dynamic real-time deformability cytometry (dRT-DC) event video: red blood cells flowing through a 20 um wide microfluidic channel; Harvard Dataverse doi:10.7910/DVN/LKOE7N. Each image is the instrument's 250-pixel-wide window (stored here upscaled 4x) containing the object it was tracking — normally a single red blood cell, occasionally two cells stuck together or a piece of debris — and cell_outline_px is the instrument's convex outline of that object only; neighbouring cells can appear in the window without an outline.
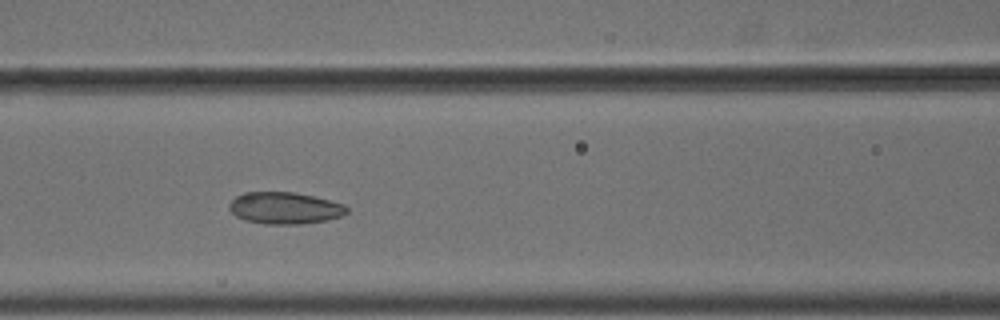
{"species": "common noctule bat (a hibernating species)", "species_latin": "Nyctalus noctula", "temperature_condition": "cold", "stored_images_in_passage": 10, "camera_frame_rate_fps": 3000, "um_per_image_px": 0.085, "animal": {"sex": "male", "body_mass_g": 18.8}, "frame": {"image": 1, "passage_image": 7, "time_ms": 2.0, "image_size_px": [1000, 320], "cell_outline_px": [[348, 212], [344, 216], [328, 220], [296, 224], [264, 224], [244, 220], [236, 216], [228, 208], [228, 204], [236, 196], [244, 192], [296, 192], [344, 204], [348, 208]], "centroid_in_image_um": [24.2, 17.69], "position_along_channel_um": 142.4, "area_um2": 21.91}}
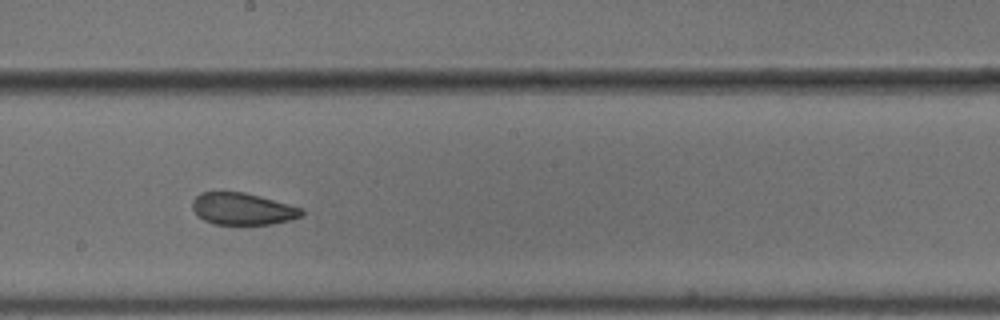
{"frame": {"image": 2, "passage_image": 9, "time_ms": 2.667, "image_size_px": [1000, 320], "cell_outline_px": [[304, 216], [292, 220], [272, 224], [212, 224], [196, 216], [192, 208], [192, 200], [200, 192], [244, 192], [260, 196], [304, 208]], "centroid_in_image_um": [20.63, 17.76], "position_along_channel_um": 227.6, "area_um2": 20.63}}
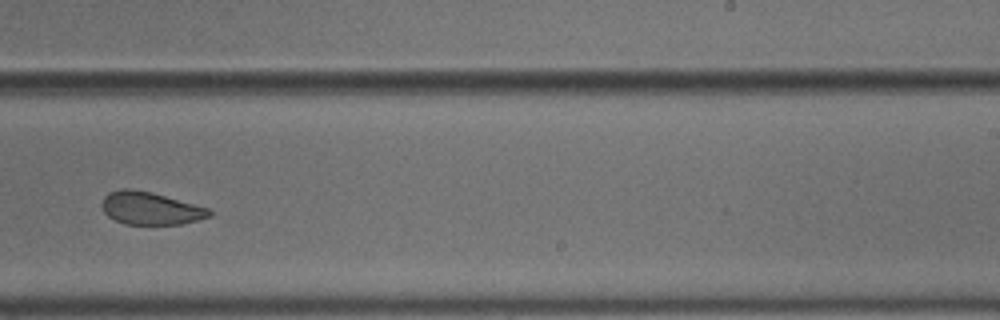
{"frame": {"image": 3, "passage_image": 10, "time_ms": 3.0, "image_size_px": [1000, 320], "cell_outline_px": [[212, 216], [180, 224], [124, 224], [108, 216], [104, 212], [100, 204], [104, 196], [108, 192], [124, 188], [132, 188], [152, 192], [208, 208], [212, 212]], "centroid_in_image_um": [12.75, 17.69], "position_along_channel_um": 276.3, "area_um2": 20.46}}